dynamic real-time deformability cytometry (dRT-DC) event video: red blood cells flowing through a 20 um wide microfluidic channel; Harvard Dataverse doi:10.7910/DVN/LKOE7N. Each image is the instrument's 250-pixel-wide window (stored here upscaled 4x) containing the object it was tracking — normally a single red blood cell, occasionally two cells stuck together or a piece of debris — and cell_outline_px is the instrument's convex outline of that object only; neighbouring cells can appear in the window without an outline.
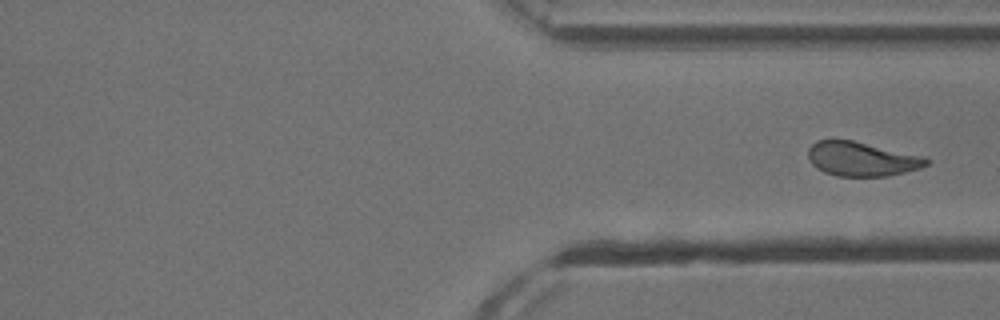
{"species": "common noctule bat (a hibernating species)", "species_latin": "Nyctalus noctula", "temperature_condition": "cold", "stored_images_in_passage": 21, "camera_frame_rate_fps": 3000, "um_per_image_px": 0.085, "animal": {"sex": "male", "body_mass_g": 13.3}, "frame": {"image": 1, "passage_image": 21, "time_ms": 6.667, "image_size_px": [1000, 320], "cell_outline_px": [[928, 164], [920, 168], [888, 176], [836, 176], [824, 172], [816, 168], [808, 160], [808, 148], [816, 140], [852, 140], [924, 156], [928, 160]], "centroid_in_image_um": [73.21, 13.51], "position_along_channel_um": 338.2, "area_um2": 23.58}}